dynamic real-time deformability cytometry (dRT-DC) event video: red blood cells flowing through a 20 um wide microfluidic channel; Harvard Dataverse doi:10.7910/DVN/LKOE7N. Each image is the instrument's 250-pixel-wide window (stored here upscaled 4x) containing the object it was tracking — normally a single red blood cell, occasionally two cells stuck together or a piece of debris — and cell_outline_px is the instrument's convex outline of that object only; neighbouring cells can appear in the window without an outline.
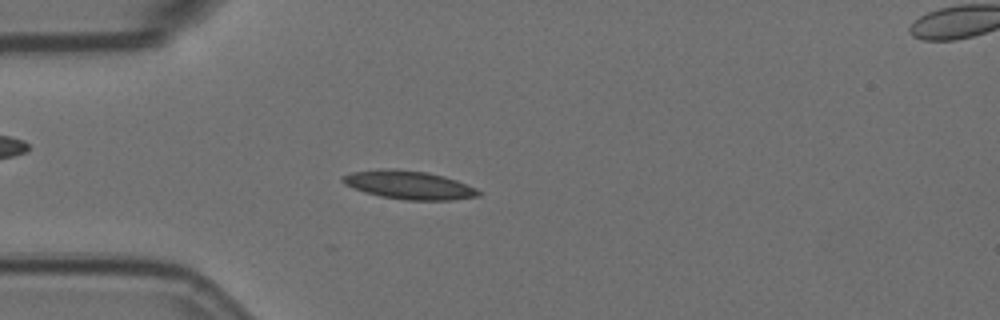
{"species": "Egyptian fruit bat (a non-hibernating species)", "species_latin": "Rousettus aegyptiacus", "temperature_condition": "room temperature", "stored_images_in_passage": 57, "camera_frame_rate_fps": 3000, "um_per_image_px": 0.085, "animal": {"sex": "female"}, "frame": {"image": 1, "passage_image": 15, "time_ms": 4.667, "image_size_px": [1000, 320], "cell_outline_px": [[484, 192], [480, 196], [452, 200], [404, 200], [380, 196], [364, 192], [352, 188], [344, 184], [340, 180], [344, 176], [352, 172], [380, 168], [396, 168], [428, 172], [444, 176], [456, 180], [476, 188]], "centroid_in_image_um": [34.77, 15.72], "position_along_channel_um": 50.2, "area_um2": 22.83}}
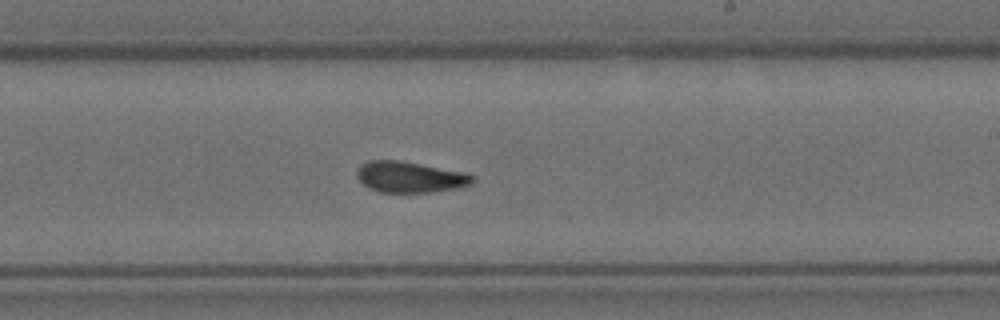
{"frame": {"image": 2, "passage_image": 33, "time_ms": 10.667, "image_size_px": [1000, 320], "cell_outline_px": [[476, 180], [472, 184], [456, 188], [432, 192], [380, 192], [368, 188], [356, 176], [356, 172], [368, 160], [400, 160], [468, 172], [476, 176]], "centroid_in_image_um": [34.92, 15.04], "position_along_channel_um": 254.1, "area_um2": 21.1}}
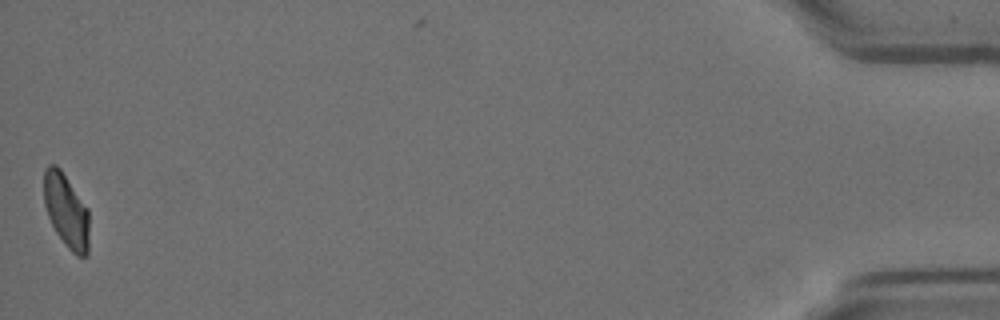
{"frame": {"image": 3, "passage_image": 56, "time_ms": 18.333, "image_size_px": [1000, 320], "cell_outline_px": [[88, 256], [76, 256], [68, 248], [56, 232], [48, 216], [44, 204], [44, 168], [48, 164], [56, 164], [60, 168], [88, 208]], "centroid_in_image_um": [5.62, 17.89], "position_along_channel_um": 429.6, "area_um2": 19.48}, "authors_computed_cell_mechanics": {"area_um2": 20.7502, "velocity_mm_per_s": 3.5616, "shape_relaxation_time_tau1_ms": null, "shape_relaxation_time_tau2_ms": 2.7495, "deformation_change_tau1": null, "deformation_change_tau2": 0.0902}}